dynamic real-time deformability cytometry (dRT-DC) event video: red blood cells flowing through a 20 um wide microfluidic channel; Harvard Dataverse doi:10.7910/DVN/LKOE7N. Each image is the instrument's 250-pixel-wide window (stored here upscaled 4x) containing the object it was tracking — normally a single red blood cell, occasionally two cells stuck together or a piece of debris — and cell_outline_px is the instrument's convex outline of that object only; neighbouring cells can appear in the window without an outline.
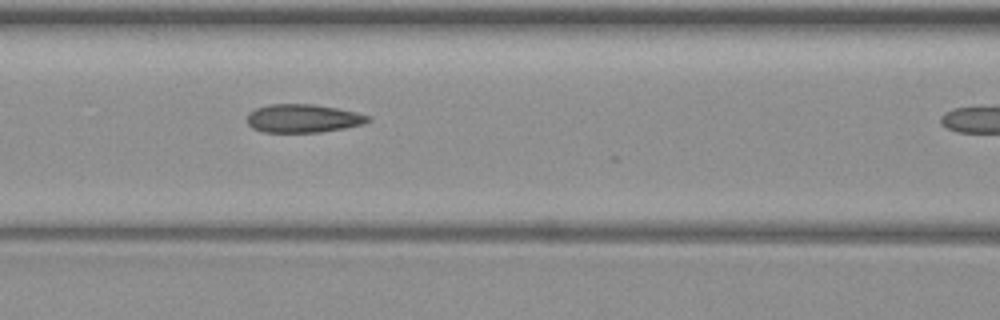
{"species": "common noctule bat (a hibernating species)", "species_latin": "Nyctalus noctula", "temperature_condition": "warm", "stored_images_in_passage": 4, "segment_of_instrument_passage": [1, 2], "camera_frame_rate_fps": 3000, "um_per_image_px": 0.085, "animal": {"sex": "female", "body_mass_g": 19.3, "forearm_length_mm": 54.1}, "frame": {"image": 1, "passage_image": 3, "time_ms": 2.333, "image_size_px": [1000, 320], "cell_outline_px": [[372, 120], [364, 124], [344, 128], [320, 132], [264, 132], [252, 128], [248, 124], [248, 112], [256, 108], [268, 104], [316, 104], [356, 112], [372, 116]], "centroid_in_image_um": [25.78, 10.06], "position_along_channel_um": 140.8, "area_um2": 20.11}}